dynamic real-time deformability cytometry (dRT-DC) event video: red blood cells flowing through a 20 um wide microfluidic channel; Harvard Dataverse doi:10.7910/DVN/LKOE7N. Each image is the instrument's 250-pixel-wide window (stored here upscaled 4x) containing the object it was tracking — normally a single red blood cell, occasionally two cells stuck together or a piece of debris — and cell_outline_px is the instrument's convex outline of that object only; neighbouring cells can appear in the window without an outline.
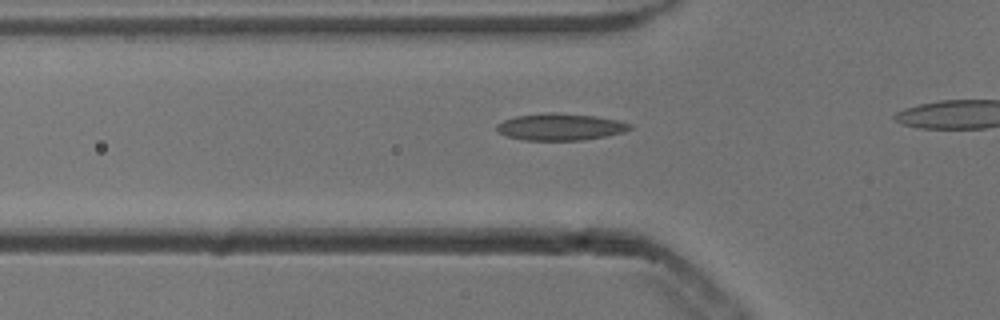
{"species": "common noctule bat (a hibernating species)", "species_latin": "Nyctalus noctula", "temperature_condition": "cold", "stored_images_in_passage": 20, "camera_frame_rate_fps": 3000, "um_per_image_px": 0.085, "animal": {"sex": "male", "body_mass_g": 13.3}, "frame": {"image": 1, "passage_image": 8, "time_ms": 2.333, "image_size_px": [1000, 320], "cell_outline_px": [[632, 128], [624, 132], [604, 136], [580, 140], [524, 140], [508, 136], [500, 132], [496, 128], [496, 124], [504, 120], [516, 116], [548, 112], [552, 112], [596, 116], [620, 120], [632, 124]], "centroid_in_image_um": [47.65, 10.77], "position_along_channel_um": 78.1, "area_um2": 20.75}}
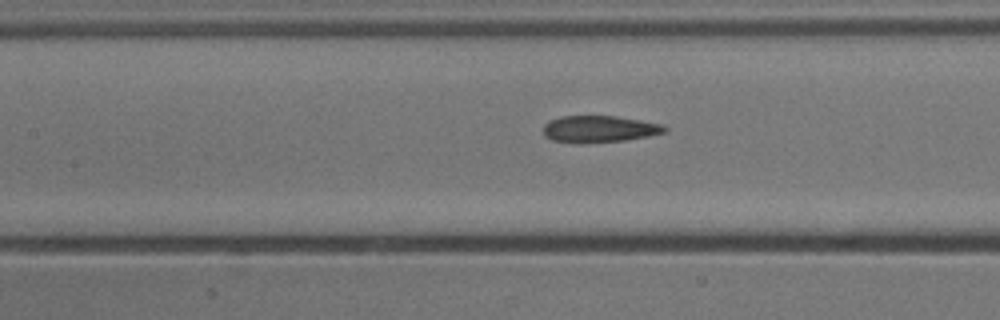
{"frame": {"image": 2, "passage_image": 14, "time_ms": 4.333, "image_size_px": [1000, 320], "cell_outline_px": [[668, 128], [664, 132], [648, 136], [624, 140], [552, 140], [544, 136], [544, 124], [548, 120], [560, 116], [616, 116], [664, 124]], "centroid_in_image_um": [50.98, 10.9], "position_along_channel_um": 156.4, "area_um2": 18.03}}
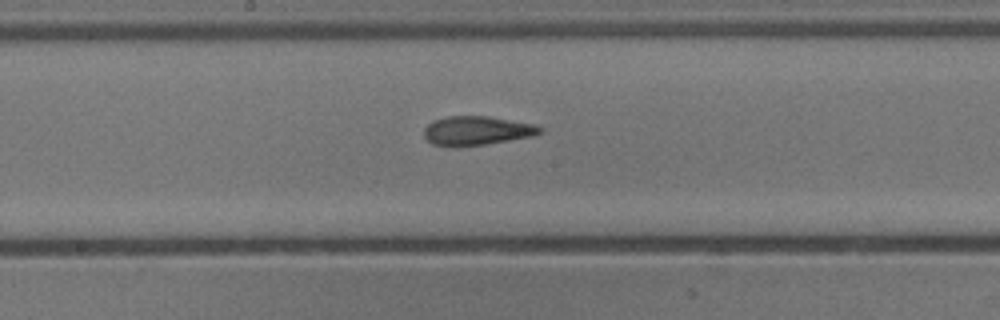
{"frame": {"image": 3, "passage_image": 18, "time_ms": 5.667, "image_size_px": [1000, 320], "cell_outline_px": [[544, 132], [532, 136], [484, 144], [432, 144], [424, 136], [424, 128], [432, 120], [448, 116], [488, 116], [536, 124], [544, 128]], "centroid_in_image_um": [40.59, 11.06], "position_along_channel_um": 207.6, "area_um2": 19.13}}